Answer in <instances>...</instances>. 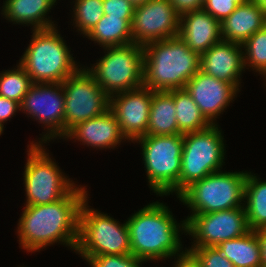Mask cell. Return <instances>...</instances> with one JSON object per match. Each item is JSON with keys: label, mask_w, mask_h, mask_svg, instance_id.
<instances>
[{"label": "cell", "mask_w": 266, "mask_h": 267, "mask_svg": "<svg viewBox=\"0 0 266 267\" xmlns=\"http://www.w3.org/2000/svg\"><path fill=\"white\" fill-rule=\"evenodd\" d=\"M179 134L173 90L153 91L146 135Z\"/></svg>", "instance_id": "obj_22"}, {"label": "cell", "mask_w": 266, "mask_h": 267, "mask_svg": "<svg viewBox=\"0 0 266 267\" xmlns=\"http://www.w3.org/2000/svg\"><path fill=\"white\" fill-rule=\"evenodd\" d=\"M56 0H6L2 14L9 21L33 25V30L54 27L52 20L45 18Z\"/></svg>", "instance_id": "obj_21"}, {"label": "cell", "mask_w": 266, "mask_h": 267, "mask_svg": "<svg viewBox=\"0 0 266 267\" xmlns=\"http://www.w3.org/2000/svg\"><path fill=\"white\" fill-rule=\"evenodd\" d=\"M217 249L235 267H262L261 248L257 232L250 230L245 235L221 242Z\"/></svg>", "instance_id": "obj_23"}, {"label": "cell", "mask_w": 266, "mask_h": 267, "mask_svg": "<svg viewBox=\"0 0 266 267\" xmlns=\"http://www.w3.org/2000/svg\"><path fill=\"white\" fill-rule=\"evenodd\" d=\"M200 267H235L217 247H191L185 250Z\"/></svg>", "instance_id": "obj_30"}, {"label": "cell", "mask_w": 266, "mask_h": 267, "mask_svg": "<svg viewBox=\"0 0 266 267\" xmlns=\"http://www.w3.org/2000/svg\"><path fill=\"white\" fill-rule=\"evenodd\" d=\"M177 259L176 264H174L175 267H200L195 259L187 252Z\"/></svg>", "instance_id": "obj_37"}, {"label": "cell", "mask_w": 266, "mask_h": 267, "mask_svg": "<svg viewBox=\"0 0 266 267\" xmlns=\"http://www.w3.org/2000/svg\"><path fill=\"white\" fill-rule=\"evenodd\" d=\"M132 20L103 15L86 36L104 47L124 46L132 43Z\"/></svg>", "instance_id": "obj_24"}, {"label": "cell", "mask_w": 266, "mask_h": 267, "mask_svg": "<svg viewBox=\"0 0 266 267\" xmlns=\"http://www.w3.org/2000/svg\"><path fill=\"white\" fill-rule=\"evenodd\" d=\"M131 254L138 259L160 260L171 256L181 257L179 228L186 232V221L179 226L168 207L153 202L128 218ZM178 224V225H177ZM180 252V254L178 253Z\"/></svg>", "instance_id": "obj_2"}, {"label": "cell", "mask_w": 266, "mask_h": 267, "mask_svg": "<svg viewBox=\"0 0 266 267\" xmlns=\"http://www.w3.org/2000/svg\"><path fill=\"white\" fill-rule=\"evenodd\" d=\"M248 172H214L192 183L179 196L193 211L204 214L242 207Z\"/></svg>", "instance_id": "obj_7"}, {"label": "cell", "mask_w": 266, "mask_h": 267, "mask_svg": "<svg viewBox=\"0 0 266 267\" xmlns=\"http://www.w3.org/2000/svg\"><path fill=\"white\" fill-rule=\"evenodd\" d=\"M252 1L266 13V0H252Z\"/></svg>", "instance_id": "obj_38"}, {"label": "cell", "mask_w": 266, "mask_h": 267, "mask_svg": "<svg viewBox=\"0 0 266 267\" xmlns=\"http://www.w3.org/2000/svg\"><path fill=\"white\" fill-rule=\"evenodd\" d=\"M87 198L81 205L79 236L75 252L85 260L100 255L131 254L127 222L119 224L114 218L88 208Z\"/></svg>", "instance_id": "obj_5"}, {"label": "cell", "mask_w": 266, "mask_h": 267, "mask_svg": "<svg viewBox=\"0 0 266 267\" xmlns=\"http://www.w3.org/2000/svg\"><path fill=\"white\" fill-rule=\"evenodd\" d=\"M143 50V86L152 91L184 89L200 70V55L179 36L150 42Z\"/></svg>", "instance_id": "obj_3"}, {"label": "cell", "mask_w": 266, "mask_h": 267, "mask_svg": "<svg viewBox=\"0 0 266 267\" xmlns=\"http://www.w3.org/2000/svg\"><path fill=\"white\" fill-rule=\"evenodd\" d=\"M17 110H21L20 103L0 96V135L3 133V123L9 120L11 116L13 117V114H15Z\"/></svg>", "instance_id": "obj_34"}, {"label": "cell", "mask_w": 266, "mask_h": 267, "mask_svg": "<svg viewBox=\"0 0 266 267\" xmlns=\"http://www.w3.org/2000/svg\"><path fill=\"white\" fill-rule=\"evenodd\" d=\"M135 7L128 0H103L104 15L133 20Z\"/></svg>", "instance_id": "obj_33"}, {"label": "cell", "mask_w": 266, "mask_h": 267, "mask_svg": "<svg viewBox=\"0 0 266 267\" xmlns=\"http://www.w3.org/2000/svg\"><path fill=\"white\" fill-rule=\"evenodd\" d=\"M0 74V96L21 104L33 84L31 78L20 64L17 69L6 70Z\"/></svg>", "instance_id": "obj_27"}, {"label": "cell", "mask_w": 266, "mask_h": 267, "mask_svg": "<svg viewBox=\"0 0 266 267\" xmlns=\"http://www.w3.org/2000/svg\"><path fill=\"white\" fill-rule=\"evenodd\" d=\"M88 197L84 187H74L63 199L45 205H26L18 223L19 244L27 252L62 242L76 250L79 215Z\"/></svg>", "instance_id": "obj_1"}, {"label": "cell", "mask_w": 266, "mask_h": 267, "mask_svg": "<svg viewBox=\"0 0 266 267\" xmlns=\"http://www.w3.org/2000/svg\"><path fill=\"white\" fill-rule=\"evenodd\" d=\"M204 117L213 125V120L229 106L239 92L234 84L223 82L199 70L185 86Z\"/></svg>", "instance_id": "obj_16"}, {"label": "cell", "mask_w": 266, "mask_h": 267, "mask_svg": "<svg viewBox=\"0 0 266 267\" xmlns=\"http://www.w3.org/2000/svg\"><path fill=\"white\" fill-rule=\"evenodd\" d=\"M173 8L180 14L201 9L203 3L201 0H169Z\"/></svg>", "instance_id": "obj_35"}, {"label": "cell", "mask_w": 266, "mask_h": 267, "mask_svg": "<svg viewBox=\"0 0 266 267\" xmlns=\"http://www.w3.org/2000/svg\"><path fill=\"white\" fill-rule=\"evenodd\" d=\"M243 46L229 41H220L200 55V70L223 82L240 84L244 64Z\"/></svg>", "instance_id": "obj_17"}, {"label": "cell", "mask_w": 266, "mask_h": 267, "mask_svg": "<svg viewBox=\"0 0 266 267\" xmlns=\"http://www.w3.org/2000/svg\"><path fill=\"white\" fill-rule=\"evenodd\" d=\"M242 46L245 68L252 67L266 79V26L250 36Z\"/></svg>", "instance_id": "obj_28"}, {"label": "cell", "mask_w": 266, "mask_h": 267, "mask_svg": "<svg viewBox=\"0 0 266 267\" xmlns=\"http://www.w3.org/2000/svg\"><path fill=\"white\" fill-rule=\"evenodd\" d=\"M266 24V13L252 0L238 5L221 22L223 41L243 44L250 36L261 30Z\"/></svg>", "instance_id": "obj_20"}, {"label": "cell", "mask_w": 266, "mask_h": 267, "mask_svg": "<svg viewBox=\"0 0 266 267\" xmlns=\"http://www.w3.org/2000/svg\"><path fill=\"white\" fill-rule=\"evenodd\" d=\"M134 7L146 3L148 0H128Z\"/></svg>", "instance_id": "obj_39"}, {"label": "cell", "mask_w": 266, "mask_h": 267, "mask_svg": "<svg viewBox=\"0 0 266 267\" xmlns=\"http://www.w3.org/2000/svg\"><path fill=\"white\" fill-rule=\"evenodd\" d=\"M74 6V24L85 36L104 15L103 0H76Z\"/></svg>", "instance_id": "obj_29"}, {"label": "cell", "mask_w": 266, "mask_h": 267, "mask_svg": "<svg viewBox=\"0 0 266 267\" xmlns=\"http://www.w3.org/2000/svg\"><path fill=\"white\" fill-rule=\"evenodd\" d=\"M244 204L247 223L250 230L257 231L266 228V181H259L257 176L248 173L245 190Z\"/></svg>", "instance_id": "obj_25"}, {"label": "cell", "mask_w": 266, "mask_h": 267, "mask_svg": "<svg viewBox=\"0 0 266 267\" xmlns=\"http://www.w3.org/2000/svg\"><path fill=\"white\" fill-rule=\"evenodd\" d=\"M173 99L179 134L201 131L212 125L185 88L174 89Z\"/></svg>", "instance_id": "obj_26"}, {"label": "cell", "mask_w": 266, "mask_h": 267, "mask_svg": "<svg viewBox=\"0 0 266 267\" xmlns=\"http://www.w3.org/2000/svg\"><path fill=\"white\" fill-rule=\"evenodd\" d=\"M181 15L169 0H148L136 6L131 24L132 43L146 45L177 37Z\"/></svg>", "instance_id": "obj_13"}, {"label": "cell", "mask_w": 266, "mask_h": 267, "mask_svg": "<svg viewBox=\"0 0 266 267\" xmlns=\"http://www.w3.org/2000/svg\"><path fill=\"white\" fill-rule=\"evenodd\" d=\"M249 0H206L202 8L218 21L222 22L238 5L247 3Z\"/></svg>", "instance_id": "obj_32"}, {"label": "cell", "mask_w": 266, "mask_h": 267, "mask_svg": "<svg viewBox=\"0 0 266 267\" xmlns=\"http://www.w3.org/2000/svg\"><path fill=\"white\" fill-rule=\"evenodd\" d=\"M63 137L75 138L82 144L102 148H114L122 139L119 123L110 109L103 114L76 124Z\"/></svg>", "instance_id": "obj_19"}, {"label": "cell", "mask_w": 266, "mask_h": 267, "mask_svg": "<svg viewBox=\"0 0 266 267\" xmlns=\"http://www.w3.org/2000/svg\"><path fill=\"white\" fill-rule=\"evenodd\" d=\"M145 260L128 255H100L91 257L87 262L91 267H140ZM141 264V265H140Z\"/></svg>", "instance_id": "obj_31"}, {"label": "cell", "mask_w": 266, "mask_h": 267, "mask_svg": "<svg viewBox=\"0 0 266 267\" xmlns=\"http://www.w3.org/2000/svg\"><path fill=\"white\" fill-rule=\"evenodd\" d=\"M178 36L199 55L222 41L221 22L203 8L181 15Z\"/></svg>", "instance_id": "obj_18"}, {"label": "cell", "mask_w": 266, "mask_h": 267, "mask_svg": "<svg viewBox=\"0 0 266 267\" xmlns=\"http://www.w3.org/2000/svg\"><path fill=\"white\" fill-rule=\"evenodd\" d=\"M73 59L54 26L33 30L31 42L19 64L33 83H62L80 69Z\"/></svg>", "instance_id": "obj_4"}, {"label": "cell", "mask_w": 266, "mask_h": 267, "mask_svg": "<svg viewBox=\"0 0 266 267\" xmlns=\"http://www.w3.org/2000/svg\"><path fill=\"white\" fill-rule=\"evenodd\" d=\"M24 171L26 205H45L63 199L75 184L51 160L41 143L32 142Z\"/></svg>", "instance_id": "obj_10"}, {"label": "cell", "mask_w": 266, "mask_h": 267, "mask_svg": "<svg viewBox=\"0 0 266 267\" xmlns=\"http://www.w3.org/2000/svg\"><path fill=\"white\" fill-rule=\"evenodd\" d=\"M142 147L144 167L151 189L159 196H179L183 134L145 135L135 140Z\"/></svg>", "instance_id": "obj_6"}, {"label": "cell", "mask_w": 266, "mask_h": 267, "mask_svg": "<svg viewBox=\"0 0 266 267\" xmlns=\"http://www.w3.org/2000/svg\"><path fill=\"white\" fill-rule=\"evenodd\" d=\"M152 94V90L143 86L109 97V109L127 140L133 142L146 135Z\"/></svg>", "instance_id": "obj_15"}, {"label": "cell", "mask_w": 266, "mask_h": 267, "mask_svg": "<svg viewBox=\"0 0 266 267\" xmlns=\"http://www.w3.org/2000/svg\"><path fill=\"white\" fill-rule=\"evenodd\" d=\"M261 248V263L262 267H266V228L256 231Z\"/></svg>", "instance_id": "obj_36"}, {"label": "cell", "mask_w": 266, "mask_h": 267, "mask_svg": "<svg viewBox=\"0 0 266 267\" xmlns=\"http://www.w3.org/2000/svg\"><path fill=\"white\" fill-rule=\"evenodd\" d=\"M105 54L88 72L111 97L143 87L144 50L142 45L104 47Z\"/></svg>", "instance_id": "obj_8"}, {"label": "cell", "mask_w": 266, "mask_h": 267, "mask_svg": "<svg viewBox=\"0 0 266 267\" xmlns=\"http://www.w3.org/2000/svg\"><path fill=\"white\" fill-rule=\"evenodd\" d=\"M186 232L194 239L192 247H217L221 242L239 238L250 231L244 206L185 219Z\"/></svg>", "instance_id": "obj_12"}, {"label": "cell", "mask_w": 266, "mask_h": 267, "mask_svg": "<svg viewBox=\"0 0 266 267\" xmlns=\"http://www.w3.org/2000/svg\"><path fill=\"white\" fill-rule=\"evenodd\" d=\"M64 90L62 83H33L20 104L21 110L47 127L39 143L64 136Z\"/></svg>", "instance_id": "obj_14"}, {"label": "cell", "mask_w": 266, "mask_h": 267, "mask_svg": "<svg viewBox=\"0 0 266 267\" xmlns=\"http://www.w3.org/2000/svg\"><path fill=\"white\" fill-rule=\"evenodd\" d=\"M223 139L217 124L183 134L179 195L192 183L221 171L225 155Z\"/></svg>", "instance_id": "obj_9"}, {"label": "cell", "mask_w": 266, "mask_h": 267, "mask_svg": "<svg viewBox=\"0 0 266 267\" xmlns=\"http://www.w3.org/2000/svg\"><path fill=\"white\" fill-rule=\"evenodd\" d=\"M64 135L76 124L103 114L109 109V96L95 78L80 68L63 82Z\"/></svg>", "instance_id": "obj_11"}]
</instances>
